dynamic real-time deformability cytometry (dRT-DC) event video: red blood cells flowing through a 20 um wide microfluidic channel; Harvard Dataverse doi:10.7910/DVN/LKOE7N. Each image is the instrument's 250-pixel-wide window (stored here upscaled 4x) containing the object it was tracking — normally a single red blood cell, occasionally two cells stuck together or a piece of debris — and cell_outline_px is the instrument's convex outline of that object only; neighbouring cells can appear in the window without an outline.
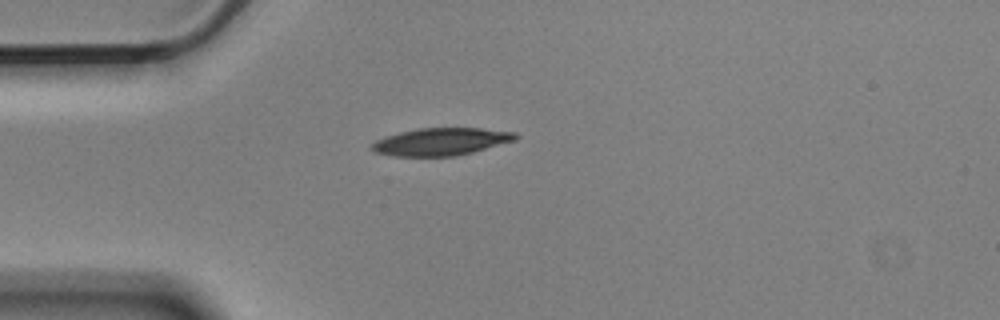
{"species": "Egyptian fruit bat (a non-hibernating species)", "species_latin": "Rousettus aegyptiacus", "temperature_condition": "cold", "stored_images_in_passage": 1, "camera_frame_rate_fps": 3000, "um_per_image_px": 0.085, "animal": {"sex": "male"}, "frame": {"image": 1, "passage_image": 1, "time_ms": 0.0, "image_size_px": [1000, 320], "cell_outline_px": [[520, 136], [516, 140], [472, 152], [456, 156], [392, 156], [376, 152], [372, 148], [372, 144], [376, 140], [384, 136], [416, 128], [480, 128], [516, 132]], "centroid_in_image_um": [37.51, 12.03], "position_along_channel_um": 47.5, "area_um2": 23.0}}